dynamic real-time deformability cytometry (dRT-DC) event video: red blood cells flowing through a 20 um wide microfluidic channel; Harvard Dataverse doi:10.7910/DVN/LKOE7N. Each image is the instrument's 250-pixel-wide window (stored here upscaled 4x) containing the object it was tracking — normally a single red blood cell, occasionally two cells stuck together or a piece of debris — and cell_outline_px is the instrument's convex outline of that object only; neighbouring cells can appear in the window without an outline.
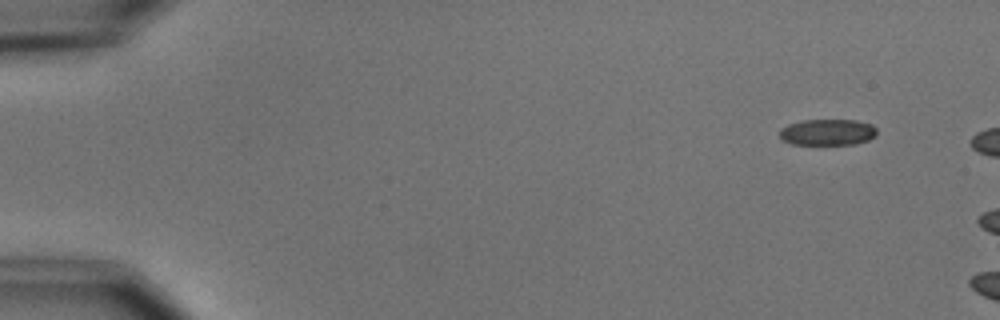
{"species": "common noctule bat (a hibernating species)", "species_latin": "Nyctalus noctula", "temperature_condition": "cold", "stored_images_in_passage": 3, "camera_frame_rate_fps": 3000, "um_per_image_px": 0.085, "animal": {"sex": "male", "body_mass_g": 15.6}, "frame": {"image": 1, "passage_image": 1, "time_ms": 0.0, "image_size_px": [1000, 320], "cell_outline_px": [[876, 136], [868, 140], [856, 144], [792, 144], [784, 140], [780, 136], [780, 128], [788, 124], [804, 120], [856, 120], [872, 124], [876, 128]], "centroid_in_image_um": [70.37, 11.23], "position_along_channel_um": 14.6, "area_um2": 14.85}}